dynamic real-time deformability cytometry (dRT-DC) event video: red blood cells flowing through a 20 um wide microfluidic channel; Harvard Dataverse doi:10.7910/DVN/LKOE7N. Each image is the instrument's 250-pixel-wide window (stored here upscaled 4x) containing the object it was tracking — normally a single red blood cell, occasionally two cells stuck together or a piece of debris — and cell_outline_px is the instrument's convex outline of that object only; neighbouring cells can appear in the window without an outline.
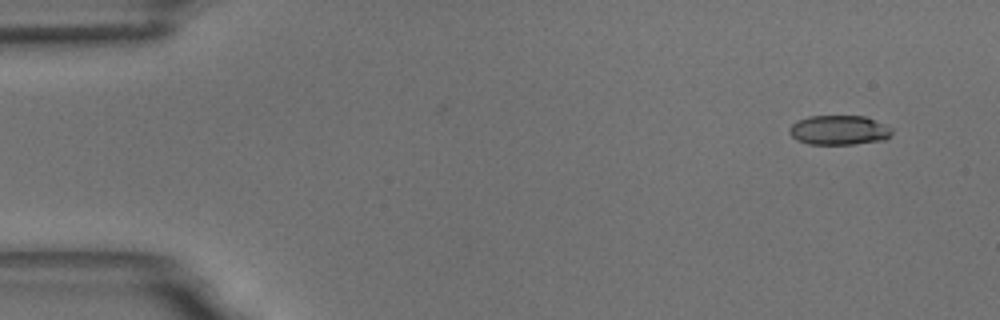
{"species": "common noctule bat (a hibernating species)", "species_latin": "Nyctalus noctula", "temperature_condition": "room temperature", "stored_images_in_passage": 4, "camera_frame_rate_fps": 3000, "um_per_image_px": 0.085, "animal": {"sex": "male", "body_mass_g": 18.8}, "frame": {"image": 1, "passage_image": 1, "time_ms": 0.0, "image_size_px": [1000, 320], "cell_outline_px": [[892, 132], [884, 140], [852, 144], [808, 144], [796, 140], [788, 132], [788, 128], [792, 124], [808, 116], [864, 116], [892, 128]], "centroid_in_image_um": [71.27, 11.06], "position_along_channel_um": 13.7, "area_um2": 17.51}}
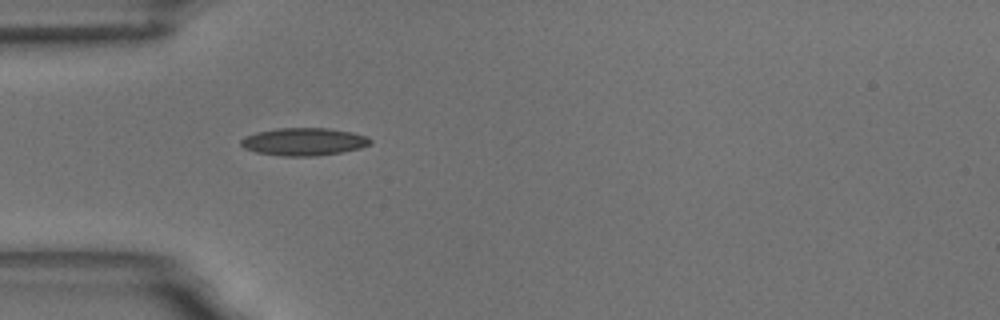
{"frame": {"image": 2, "passage_image": 4, "time_ms": 4.333, "image_size_px": [1000, 320], "cell_outline_px": [[372, 144], [360, 148], [340, 152], [316, 156], [280, 156], [256, 152], [244, 148], [240, 144], [240, 140], [244, 136], [256, 132], [276, 128], [328, 128], [352, 132], [368, 136], [372, 140]], "centroid_in_image_um": [25.82, 12.04], "position_along_channel_um": 59.2, "area_um2": 21.04}}